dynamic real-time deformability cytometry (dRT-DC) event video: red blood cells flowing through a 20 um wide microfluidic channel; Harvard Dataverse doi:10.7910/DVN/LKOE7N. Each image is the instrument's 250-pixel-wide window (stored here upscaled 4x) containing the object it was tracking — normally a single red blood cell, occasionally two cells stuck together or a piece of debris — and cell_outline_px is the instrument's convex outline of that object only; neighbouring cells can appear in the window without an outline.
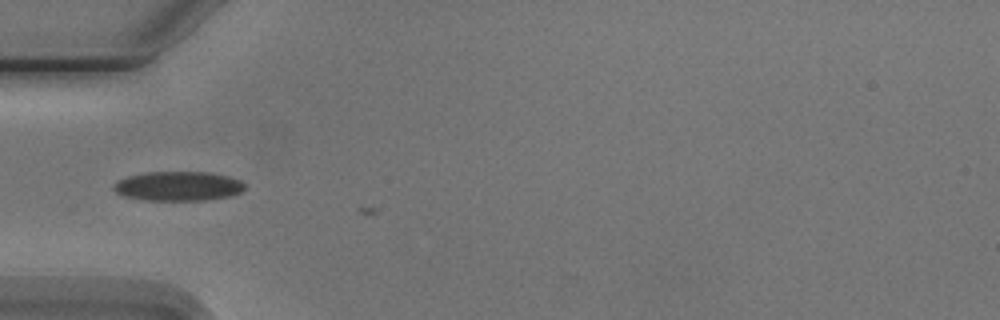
{"species": "Egyptian fruit bat (a non-hibernating species)", "species_latin": "Rousettus aegyptiacus", "temperature_condition": "cold", "stored_images_in_passage": 6, "camera_frame_rate_fps": 3000, "um_per_image_px": 0.085, "animal": {"sex": "male"}, "frame": {"image": 1, "passage_image": 5, "time_ms": 5.667, "image_size_px": [1000, 320], "cell_outline_px": [[244, 188], [240, 192], [232, 196], [204, 200], [140, 200], [124, 196], [116, 192], [112, 188], [112, 184], [116, 180], [128, 176], [148, 172], [208, 172], [228, 176], [240, 180], [244, 184]], "centroid_in_image_um": [15.1, 15.82], "position_along_channel_um": 69.9, "area_um2": 22.6}}